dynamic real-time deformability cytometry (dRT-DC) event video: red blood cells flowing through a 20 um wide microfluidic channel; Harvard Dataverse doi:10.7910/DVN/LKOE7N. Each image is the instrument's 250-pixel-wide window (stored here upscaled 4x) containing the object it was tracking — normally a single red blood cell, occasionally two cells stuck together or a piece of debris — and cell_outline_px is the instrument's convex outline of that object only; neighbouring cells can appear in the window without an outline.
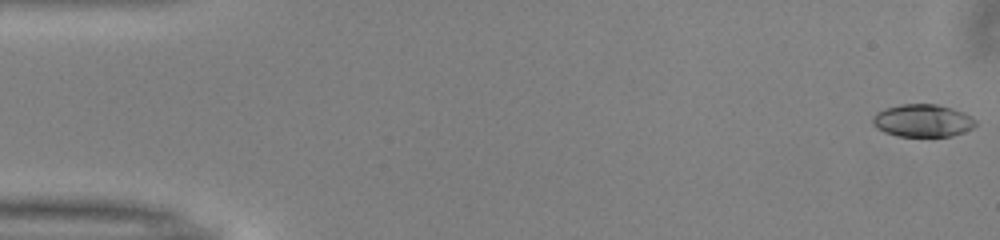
{"species": "common noctule bat (a hibernating species)", "species_latin": "Nyctalus noctula", "temperature_condition": "warm", "stored_images_in_passage": 51, "camera_frame_rate_fps": 3000, "um_per_image_px": 0.085, "animal": {"sex": "male", "body_mass_g": 13.0, "forearm_length_mm": 53.1}, "frame": {"image": 1, "passage_image": 1, "time_ms": 0.0, "image_size_px": [1000, 240], "cell_outline_px": [[976, 124], [972, 128], [964, 132], [952, 136], [896, 136], [884, 132], [876, 128], [872, 124], [872, 116], [876, 112], [884, 108], [900, 104], [936, 104], [952, 108], [964, 112], [972, 116], [976, 120]], "centroid_in_image_um": [78.41, 10.25], "position_along_channel_um": 6.6, "area_um2": 19.83}}
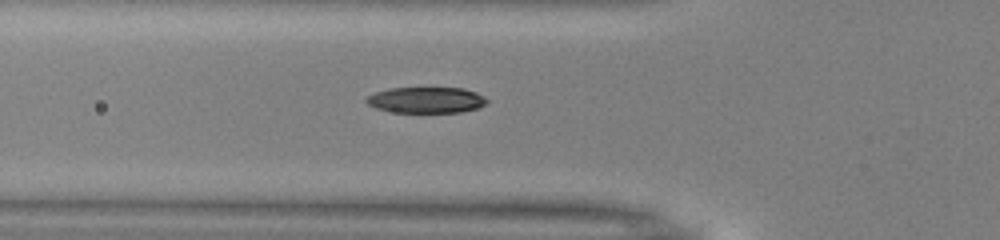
{"frame": {"image": 2, "passage_image": 18, "time_ms": 5.667, "image_size_px": [1000, 240], "cell_outline_px": [[488, 104], [476, 108], [460, 112], [392, 112], [376, 108], [368, 104], [364, 100], [368, 96], [376, 92], [388, 88], [464, 88], [476, 92], [484, 96], [488, 100]], "centroid_in_image_um": [36.24, 8.5], "position_along_channel_um": 89.6, "area_um2": 18.26}}
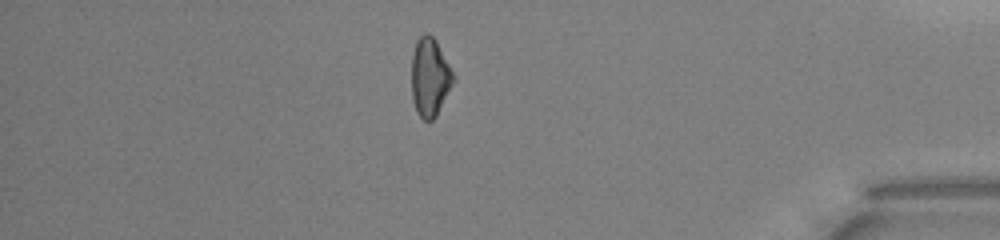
{"frame": {"image": 3, "passage_image": 44, "time_ms": 14.333, "image_size_px": [1000, 240], "cell_outline_px": [[456, 76], [436, 116], [432, 120], [424, 120], [416, 112], [412, 100], [412, 52], [416, 40], [424, 32], [428, 32], [436, 40]], "centroid_in_image_um": [36.53, 6.52], "position_along_channel_um": 398.7, "area_um2": 19.19}, "authors_computed_cell_mechanics": {"area_um2": 19.363, "velocity_mm_per_s": 4.043, "shape_relaxation_time_tau1_ms": 3.492, "shape_relaxation_time_tau2_ms": null, "deformation_change_tau1": 0.144, "deformation_change_tau2": null}}